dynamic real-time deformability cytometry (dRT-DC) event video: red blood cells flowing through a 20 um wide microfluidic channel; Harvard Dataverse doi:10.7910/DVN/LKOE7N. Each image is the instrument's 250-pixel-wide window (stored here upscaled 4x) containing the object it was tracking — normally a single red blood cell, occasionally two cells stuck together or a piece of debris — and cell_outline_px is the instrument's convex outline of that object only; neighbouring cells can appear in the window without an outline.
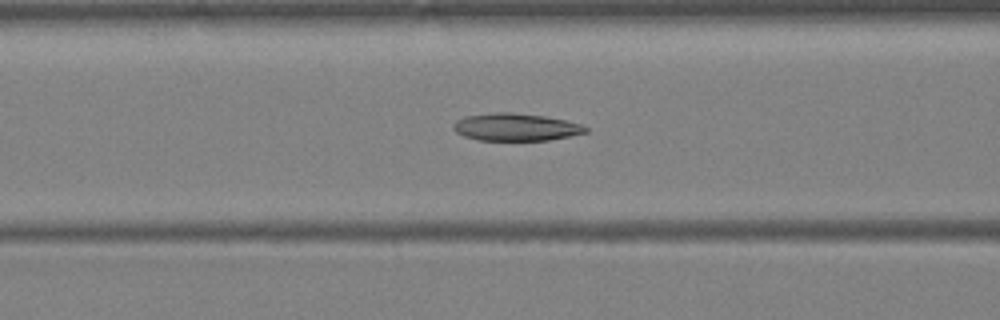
{"species": "Egyptian fruit bat (a non-hibernating species)", "species_latin": "Rousettus aegyptiacus", "temperature_condition": "warm", "stored_images_in_passage": 32, "camera_frame_rate_fps": 3000, "um_per_image_px": 0.085, "animal": {"sex": "female"}, "frame": {"image": 1, "passage_image": 16, "time_ms": 5.0, "image_size_px": [1000, 320], "cell_outline_px": [[588, 132], [548, 140], [476, 140], [464, 136], [456, 132], [452, 128], [452, 124], [456, 120], [464, 116], [496, 112], [512, 112], [544, 116], [568, 120], [584, 124], [588, 128]], "centroid_in_image_um": [43.84, 10.79], "position_along_channel_um": 122.8, "area_um2": 21.39}}
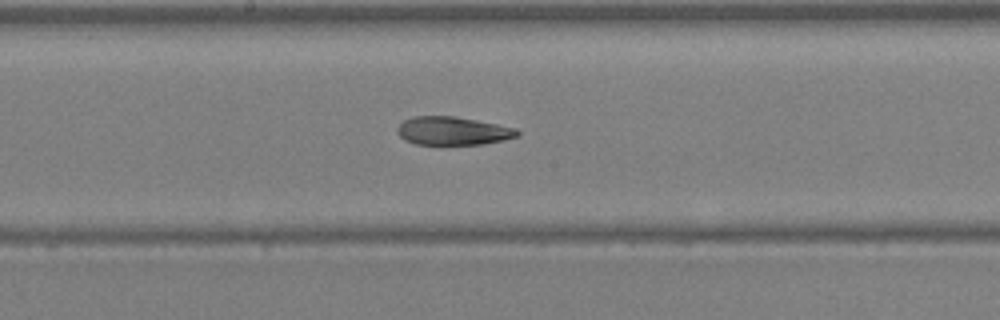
{"frame": {"image": 2, "passage_image": 21, "time_ms": 6.667, "image_size_px": [1000, 320], "cell_outline_px": [[520, 136], [504, 140], [480, 144], [416, 144], [404, 140], [396, 132], [396, 128], [404, 120], [416, 116], [452, 116], [476, 120], [516, 128], [520, 132]], "centroid_in_image_um": [38.49, 11.13], "position_along_channel_um": 209.7, "area_um2": 19.71}}
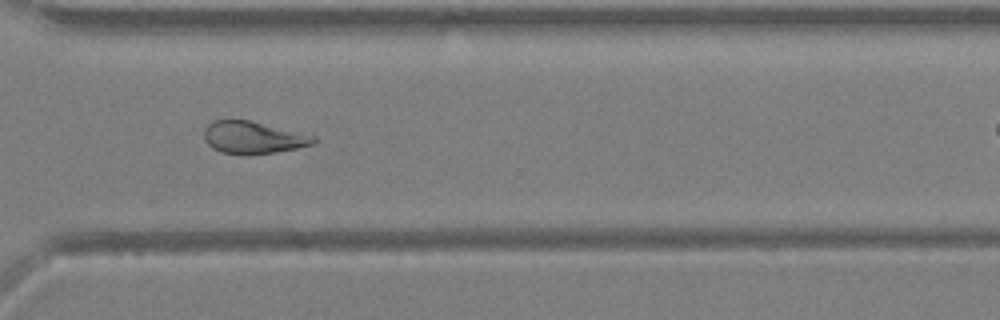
{"frame": {"image": 3, "passage_image": 29, "time_ms": 9.333, "image_size_px": [1000, 320], "cell_outline_px": [[316, 140], [312, 144], [296, 148], [272, 152], [220, 152], [212, 148], [204, 140], [204, 128], [208, 124], [216, 120], [252, 120], [316, 136]], "centroid_in_image_um": [21.5, 11.64], "position_along_channel_um": 349.1, "area_um2": 20.0}}